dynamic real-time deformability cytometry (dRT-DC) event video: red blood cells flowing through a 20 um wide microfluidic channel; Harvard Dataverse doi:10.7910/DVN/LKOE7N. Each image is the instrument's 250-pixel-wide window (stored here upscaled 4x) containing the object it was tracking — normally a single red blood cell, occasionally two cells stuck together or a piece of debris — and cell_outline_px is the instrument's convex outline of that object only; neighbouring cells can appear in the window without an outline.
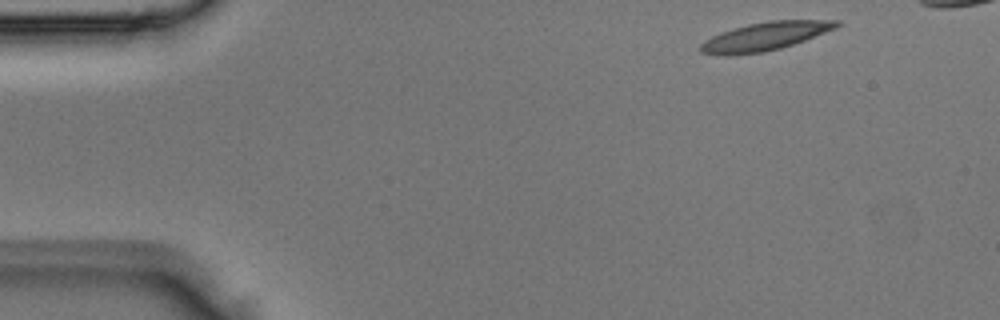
{"species": "Egyptian fruit bat (a non-hibernating species)", "species_latin": "Rousettus aegyptiacus", "temperature_condition": "room temperature", "stored_images_in_passage": 4, "camera_frame_rate_fps": 3000, "um_per_image_px": 0.085, "animal": {"sex": "male"}, "frame": {"image": 1, "passage_image": 1, "time_ms": 0.0, "image_size_px": [1000, 320], "cell_outline_px": [[844, 24], [836, 28], [804, 40], [780, 48], [764, 52], [728, 56], [716, 56], [700, 52], [700, 44], [712, 36], [720, 32], [732, 28], [748, 24], [768, 20], [840, 20]], "centroid_in_image_um": [65.0, 3.09], "position_along_channel_um": 20.0, "area_um2": 22.66}}
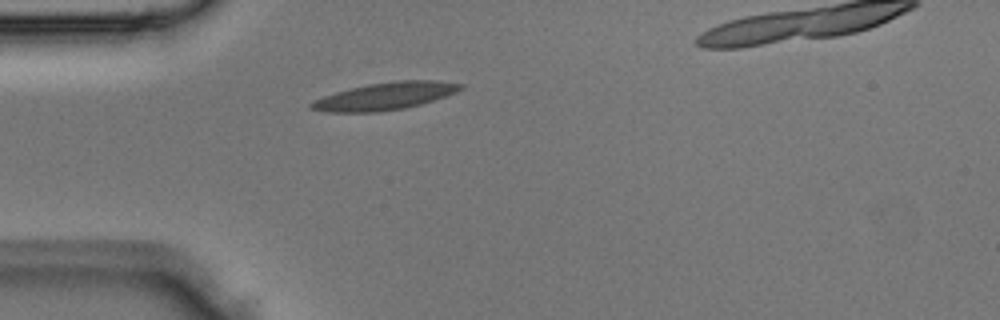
{"frame": {"image": 2, "passage_image": 3, "time_ms": 0.667, "image_size_px": [1000, 320], "cell_outline_px": [[464, 88], [456, 92], [420, 104], [404, 108], [376, 112], [328, 112], [308, 108], [308, 104], [324, 96], [336, 92], [368, 84], [396, 80], [436, 80], [464, 84]], "centroid_in_image_um": [32.74, 8.16], "position_along_channel_um": 52.3, "area_um2": 23.58}}